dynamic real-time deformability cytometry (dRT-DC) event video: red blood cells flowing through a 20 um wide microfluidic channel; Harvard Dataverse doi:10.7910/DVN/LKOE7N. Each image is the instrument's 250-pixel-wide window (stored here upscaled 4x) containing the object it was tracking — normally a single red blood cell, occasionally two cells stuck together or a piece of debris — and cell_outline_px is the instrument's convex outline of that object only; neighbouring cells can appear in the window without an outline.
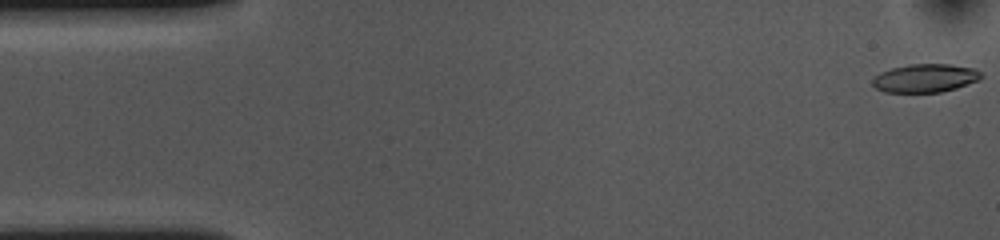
{"species": "common noctule bat (a hibernating species)", "species_latin": "Nyctalus noctula", "temperature_condition": "cold", "stored_images_in_passage": 55, "camera_frame_rate_fps": 3000, "um_per_image_px": 0.085, "animal": {"sex": "female", "body_mass_g": 10.0, "forearm_length_mm": 53.1}, "frame": {"image": 1, "passage_image": 1, "time_ms": 0.0, "image_size_px": [1000, 240], "cell_outline_px": [[984, 76], [980, 80], [956, 88], [940, 92], [884, 92], [876, 88], [872, 84], [872, 80], [880, 72], [892, 68], [908, 64], [948, 64], [976, 68]], "centroid_in_image_um": [78.67, 6.64], "position_along_channel_um": 6.3, "area_um2": 18.03}}
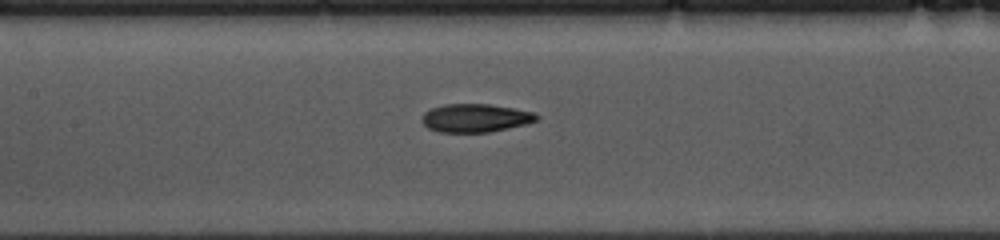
{"frame": {"image": 2, "passage_image": 24, "time_ms": 7.667, "image_size_px": [1000, 240], "cell_outline_px": [[540, 116], [536, 120], [528, 124], [488, 132], [440, 132], [428, 128], [420, 120], [424, 112], [432, 108], [444, 104], [488, 104], [536, 112]], "centroid_in_image_um": [40.42, 10.03], "position_along_channel_um": 167.0, "area_um2": 18.96}}
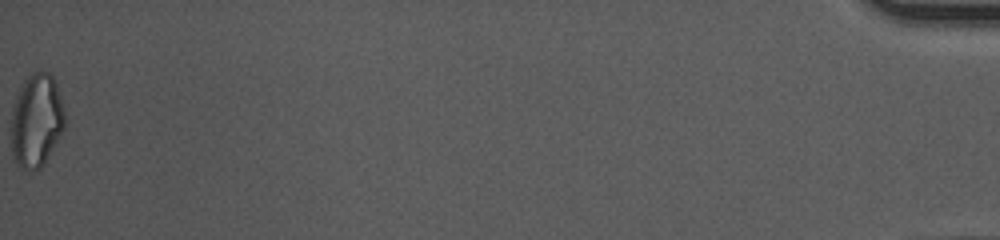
{"frame": {"image": 3, "passage_image": 55, "time_ms": 18.0, "image_size_px": [1000, 240], "cell_outline_px": [[64, 128], [60, 136], [40, 168], [20, 168], [12, 156], [12, 104], [20, 84], [32, 72], [48, 72], [56, 80], [64, 108]], "centroid_in_image_um": [3.09, 10.18], "position_along_channel_um": 432.1, "area_um2": 29.07}, "authors_computed_cell_mechanics": {"area_um2": 19.1318, "velocity_mm_per_s": 3.6081, "shape_relaxation_time_tau1_ms": 7.0461, "shape_relaxation_time_tau2_ms": 4.1157, "deformation_change_tau1": 0.1875, "deformation_change_tau2": 0.1102}}